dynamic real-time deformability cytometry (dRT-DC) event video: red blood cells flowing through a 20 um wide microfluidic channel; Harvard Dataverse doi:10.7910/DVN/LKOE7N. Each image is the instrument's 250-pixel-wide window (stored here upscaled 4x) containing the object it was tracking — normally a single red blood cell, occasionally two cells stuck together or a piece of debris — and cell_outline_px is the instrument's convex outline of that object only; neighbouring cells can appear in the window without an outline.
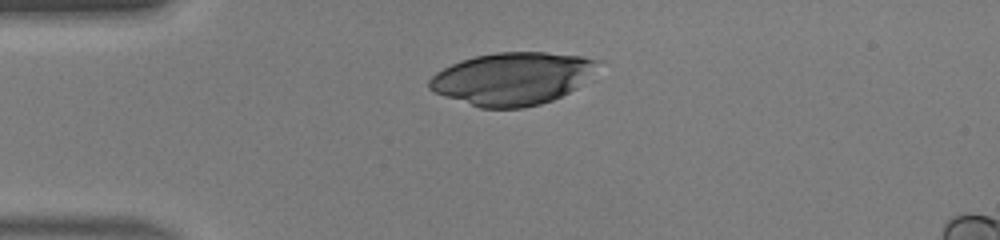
{"species": "human", "species_latin": "Homo sapiens", "temperature_condition": "warm", "stored_images_in_passage": 36, "camera_frame_rate_fps": 3000, "um_per_image_px": 0.085, "donor": {"sex": "male"}, "frame": {"image": 1, "passage_image": 1, "time_ms": 0.0, "image_size_px": [1000, 240], "cell_outline_px": [[604, 60], [576, 88], [552, 100], [540, 104], [524, 108], [480, 108], [444, 96], [428, 88], [428, 80], [436, 72], [460, 60], [476, 56], [496, 52], [544, 52], [580, 56]], "centroid_in_image_um": [43.53, 6.68], "position_along_channel_um": 41.5, "area_um2": 51.38}}
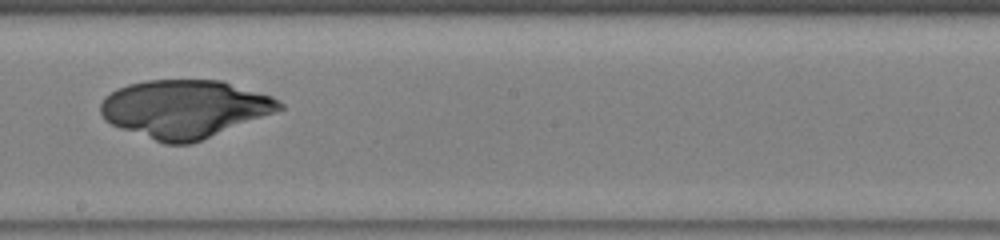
{"frame": {"image": 2, "passage_image": 16, "time_ms": 5.0, "image_size_px": [1000, 240], "cell_outline_px": [[284, 108], [192, 144], [164, 144], [120, 128], [104, 120], [100, 112], [100, 104], [104, 96], [128, 84], [148, 80], [220, 80], [272, 96], [284, 104]], "centroid_in_image_um": [15.67, 9.26], "position_along_channel_um": 232.5, "area_um2": 60.11}}
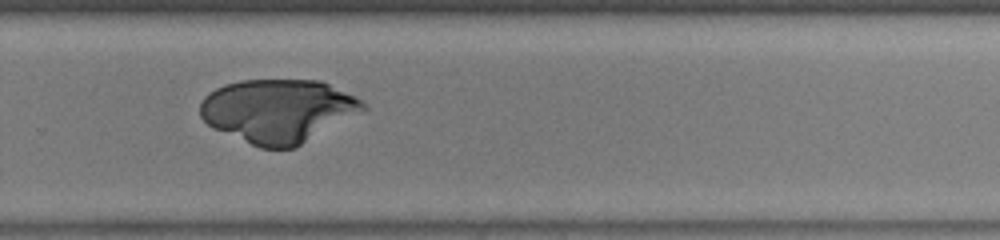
{"frame": {"image": 3, "passage_image": 21, "time_ms": 6.667, "image_size_px": [1000, 240], "cell_outline_px": [[368, 108], [296, 148], [260, 148], [212, 128], [200, 116], [200, 104], [204, 96], [208, 92], [224, 84], [240, 80], [320, 80], [368, 104]], "centroid_in_image_um": [23.6, 9.42], "position_along_channel_um": 306.2, "area_um2": 60.11}}